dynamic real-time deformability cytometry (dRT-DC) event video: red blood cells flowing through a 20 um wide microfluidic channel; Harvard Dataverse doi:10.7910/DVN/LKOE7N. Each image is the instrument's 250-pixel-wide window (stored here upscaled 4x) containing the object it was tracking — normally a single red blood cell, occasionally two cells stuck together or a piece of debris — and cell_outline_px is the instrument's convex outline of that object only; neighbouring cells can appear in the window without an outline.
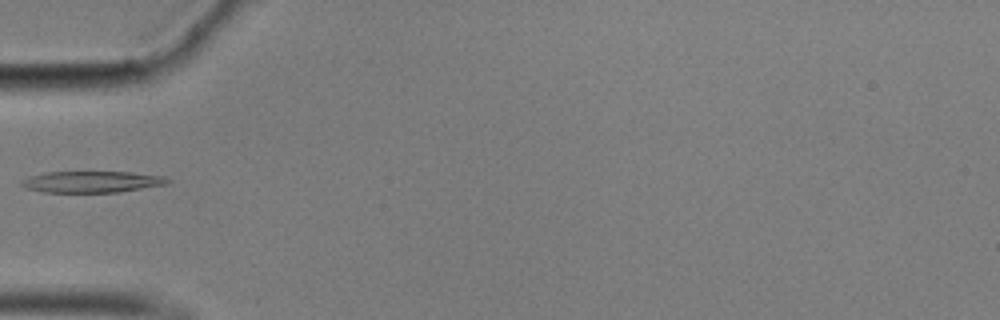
{"species": "common noctule bat (a hibernating species)", "species_latin": "Nyctalus noctula", "temperature_condition": "cold", "stored_images_in_passage": 24, "camera_frame_rate_fps": 3000, "um_per_image_px": 0.085, "animal": {"sex": "male", "body_mass_g": 17.9}, "frame": {"image": 1, "passage_image": 1, "time_ms": 0.0, "image_size_px": [1000, 320], "cell_outline_px": [[172, 180], [168, 184], [120, 192], [44, 192], [24, 188], [20, 184], [20, 180], [28, 176], [44, 172], [132, 172], [164, 176]], "centroid_in_image_um": [7.79, 15.45], "position_along_channel_um": 77.2, "area_um2": 18.44}}
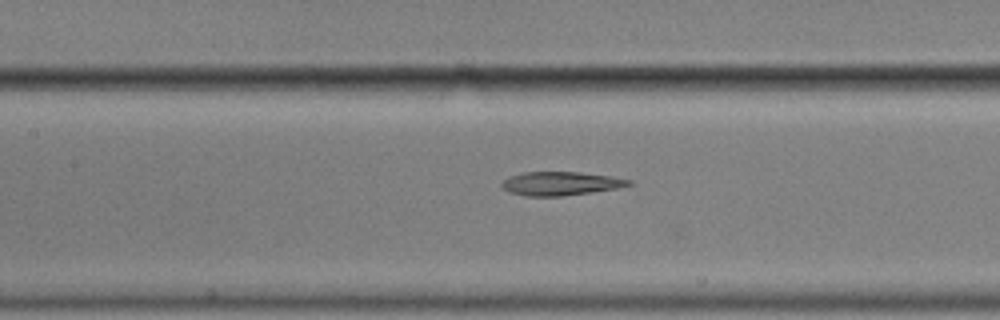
{"frame": {"image": 2, "passage_image": 8, "time_ms": 2.333, "image_size_px": [1000, 320], "cell_outline_px": [[632, 184], [616, 188], [592, 192], [560, 196], [524, 196], [508, 192], [500, 184], [504, 180], [512, 176], [524, 172], [580, 172], [608, 176], [632, 180]], "centroid_in_image_um": [47.63, 15.6], "position_along_channel_um": 159.8, "area_um2": 17.28}}
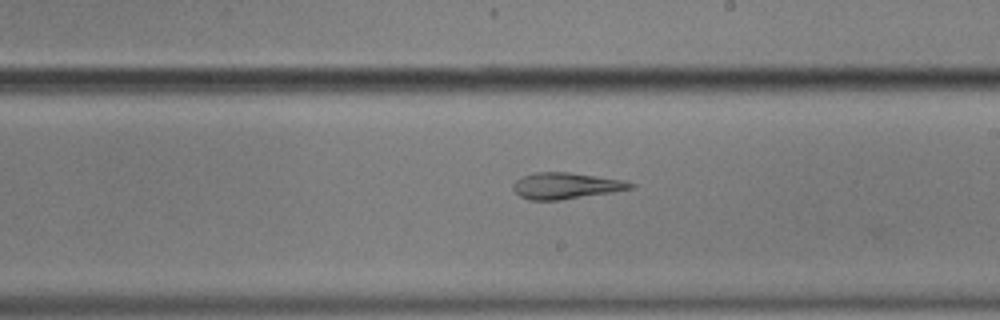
{"frame": {"image": 3, "passage_image": 15, "time_ms": 4.667, "image_size_px": [1000, 320], "cell_outline_px": [[636, 184], [632, 188], [612, 192], [560, 200], [528, 200], [520, 196], [512, 188], [512, 184], [516, 180], [524, 176], [536, 172], [568, 172], [596, 176], [620, 180]], "centroid_in_image_um": [48.06, 15.79], "position_along_channel_um": 240.9, "area_um2": 17.74}}